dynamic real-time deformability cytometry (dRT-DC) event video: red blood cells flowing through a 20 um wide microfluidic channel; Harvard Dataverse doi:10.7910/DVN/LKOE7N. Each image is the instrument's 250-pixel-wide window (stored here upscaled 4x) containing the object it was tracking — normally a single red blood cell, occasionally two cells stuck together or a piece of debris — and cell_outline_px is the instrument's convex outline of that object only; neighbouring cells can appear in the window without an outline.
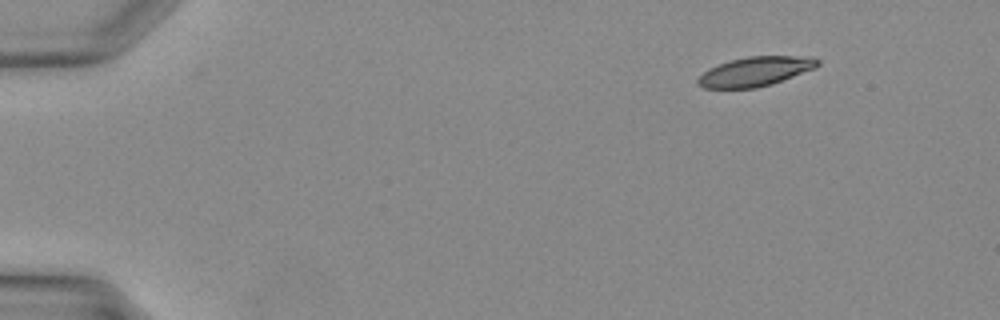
{"species": "Egyptian fruit bat (a non-hibernating species)", "species_latin": "Rousettus aegyptiacus", "temperature_condition": "warm", "stored_images_in_passage": 34, "camera_frame_rate_fps": 3000, "um_per_image_px": 0.085, "animal": {"sex": "female"}, "frame": {"image": 1, "passage_image": 1, "time_ms": 0.0, "image_size_px": [1000, 320], "cell_outline_px": [[820, 64], [816, 68], [772, 84], [756, 88], [704, 88], [696, 84], [696, 80], [708, 68], [732, 60], [748, 56], [812, 56], [820, 60]], "centroid_in_image_um": [64.23, 6.07], "position_along_channel_um": 20.8, "area_um2": 20.58}}
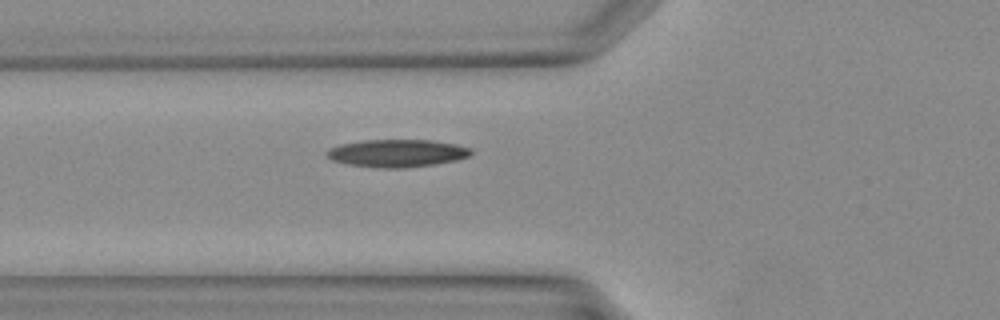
{"frame": {"image": 2, "passage_image": 11, "time_ms": 3.333, "image_size_px": [1000, 320], "cell_outline_px": [[472, 152], [468, 156], [456, 160], [436, 164], [404, 168], [372, 168], [348, 164], [332, 160], [324, 152], [328, 148], [340, 144], [364, 140], [432, 140], [456, 144], [468, 148]], "centroid_in_image_um": [33.7, 13.02], "position_along_channel_um": 92.1, "area_um2": 23.29}}
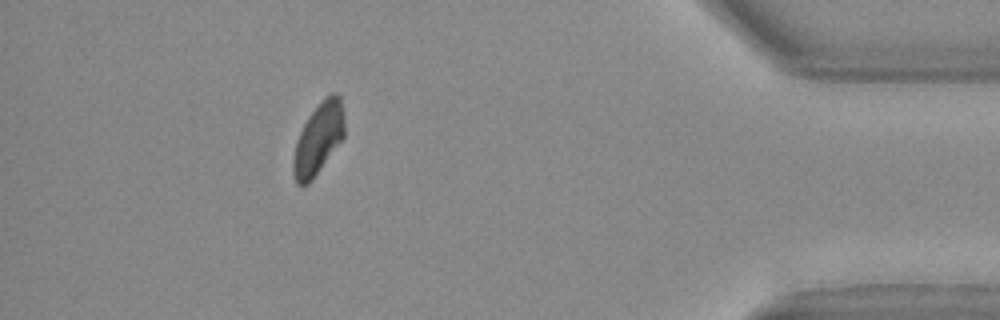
{"frame": {"image": 3, "passage_image": 31, "time_ms": 10.0, "image_size_px": [1000, 320], "cell_outline_px": [[344, 136], [312, 180], [308, 184], [296, 184], [292, 172], [292, 160], [296, 140], [308, 116], [324, 96], [328, 92], [336, 92], [340, 96], [344, 116]], "centroid_in_image_um": [27.05, 11.75], "position_along_channel_um": 408.2, "area_um2": 21.39}}